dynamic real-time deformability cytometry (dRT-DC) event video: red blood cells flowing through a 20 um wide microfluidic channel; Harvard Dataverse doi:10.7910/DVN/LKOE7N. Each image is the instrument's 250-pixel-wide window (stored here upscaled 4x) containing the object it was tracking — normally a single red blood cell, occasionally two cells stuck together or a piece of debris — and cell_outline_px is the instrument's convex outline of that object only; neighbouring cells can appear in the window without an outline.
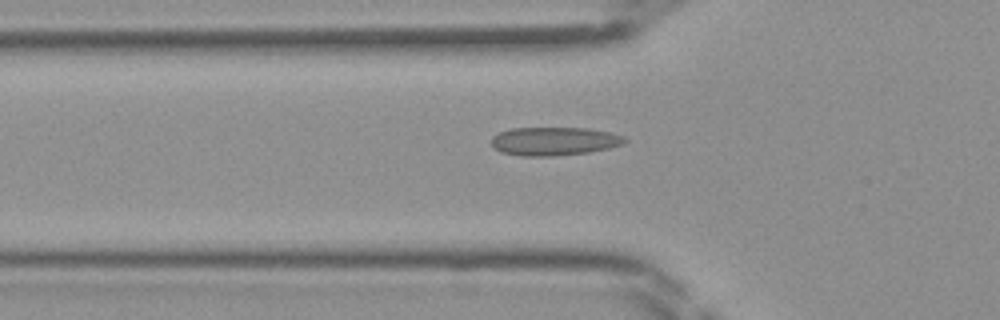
{"species": "Egyptian fruit bat (a non-hibernating species)", "species_latin": "Rousettus aegyptiacus", "temperature_condition": "room temperature", "stored_images_in_passage": 31, "camera_frame_rate_fps": 3000, "um_per_image_px": 0.085, "frame": {"image": 1, "passage_image": 6, "time_ms": 1.667, "image_size_px": [1000, 320], "cell_outline_px": [[628, 140], [624, 144], [608, 148], [588, 152], [552, 156], [520, 156], [500, 152], [492, 148], [492, 136], [500, 132], [512, 128], [588, 128], [608, 132], [624, 136]], "centroid_in_image_um": [47.08, 12.01], "position_along_channel_um": 78.7, "area_um2": 22.14}}
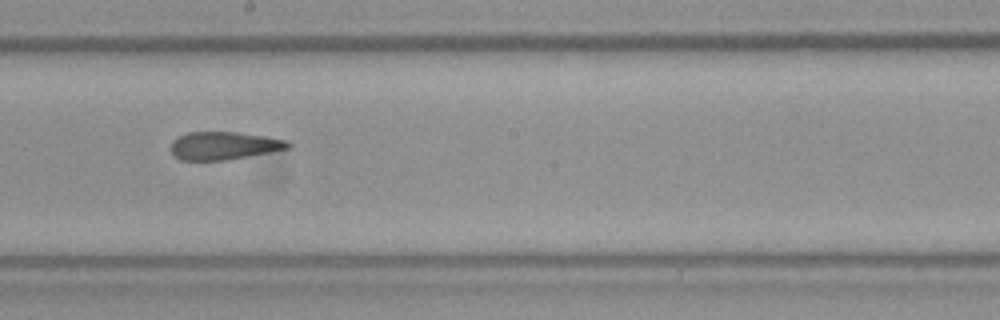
{"frame": {"image": 2, "passage_image": 16, "time_ms": 5.0, "image_size_px": [1000, 320], "cell_outline_px": [[292, 148], [228, 160], [180, 160], [172, 152], [172, 140], [188, 132], [240, 132], [288, 140], [292, 144]], "centroid_in_image_um": [19.09, 12.38], "position_along_channel_um": 229.1, "area_um2": 19.13}}
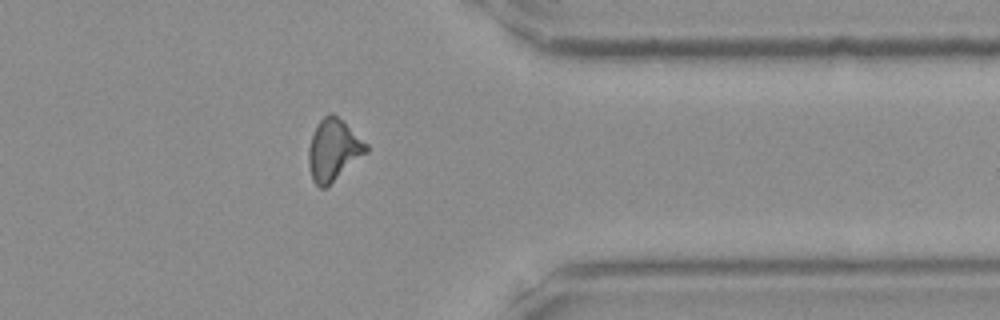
{"frame": {"image": 3, "passage_image": 27, "time_ms": 8.667, "image_size_px": [1000, 320], "cell_outline_px": [[368, 152], [324, 188], [320, 188], [312, 180], [308, 164], [308, 148], [312, 136], [320, 120], [324, 116], [332, 112], [344, 120], [368, 144]], "centroid_in_image_um": [28.35, 12.72], "position_along_channel_um": 383.0, "area_um2": 20.63}}